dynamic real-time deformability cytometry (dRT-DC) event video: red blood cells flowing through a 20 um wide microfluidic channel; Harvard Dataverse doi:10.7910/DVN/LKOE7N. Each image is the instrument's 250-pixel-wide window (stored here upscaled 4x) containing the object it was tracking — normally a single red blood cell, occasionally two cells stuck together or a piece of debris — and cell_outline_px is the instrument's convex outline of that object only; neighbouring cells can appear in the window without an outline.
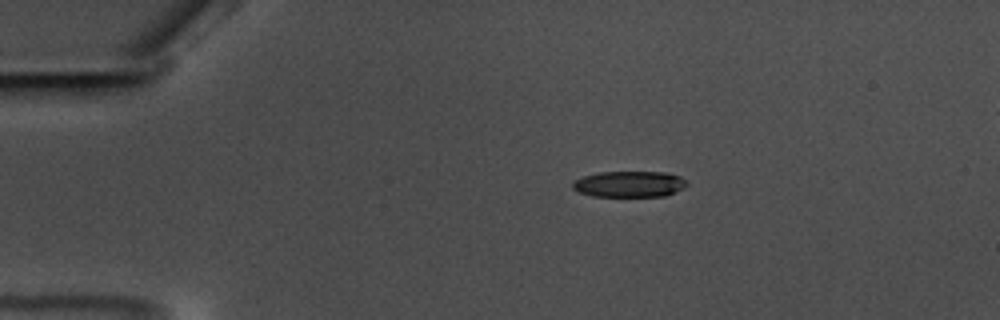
{"species": "common noctule bat (a hibernating species)", "species_latin": "Nyctalus noctula", "temperature_condition": "warm", "stored_images_in_passage": 55, "camera_frame_rate_fps": 3000, "um_per_image_px": 0.085, "animal": {"sex": "male", "body_mass_g": 17.5, "forearm_length_mm": 52.3}, "frame": {"image": 1, "passage_image": 8, "time_ms": 2.333, "image_size_px": [1000, 320], "cell_outline_px": [[688, 184], [664, 196], [592, 196], [580, 192], [572, 188], [572, 184], [576, 180], [584, 176], [600, 172], [664, 172], [680, 176], [688, 180]], "centroid_in_image_um": [53.49, 15.64], "position_along_channel_um": 31.5, "area_um2": 17.11}}
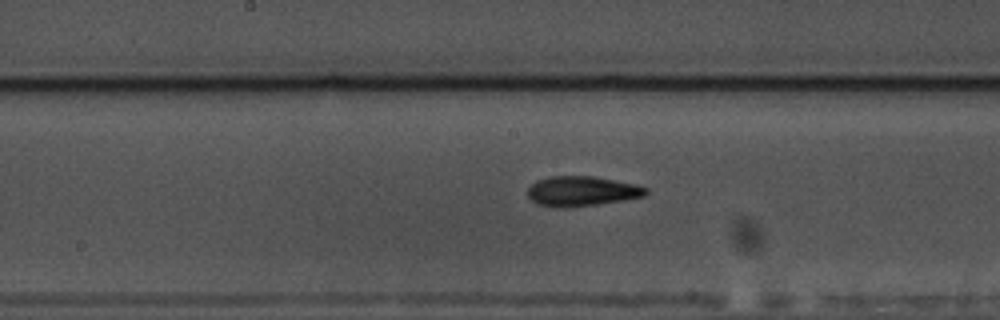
{"frame": {"image": 2, "passage_image": 27, "time_ms": 8.667, "image_size_px": [1000, 320], "cell_outline_px": [[648, 192], [644, 196], [624, 200], [596, 204], [564, 208], [552, 208], [536, 204], [528, 196], [528, 188], [536, 180], [552, 176], [592, 176], [636, 184], [648, 188]], "centroid_in_image_um": [49.43, 16.26], "position_along_channel_um": 198.8, "area_um2": 20.69}}
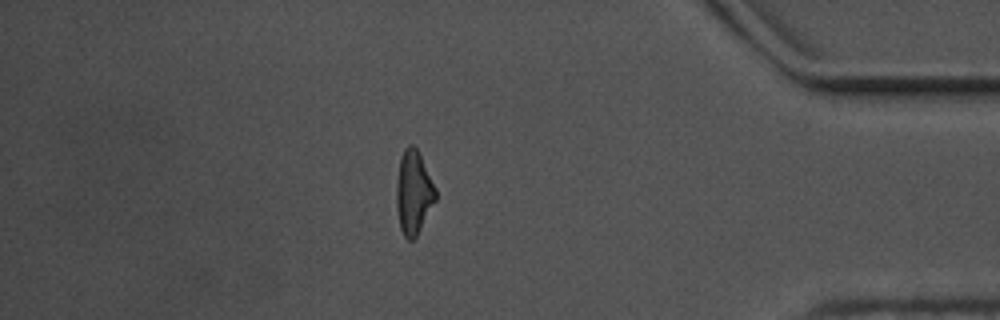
{"frame": {"image": 3, "passage_image": 47, "time_ms": 15.333, "image_size_px": [1000, 320], "cell_outline_px": [[436, 200], [416, 236], [412, 240], [408, 240], [404, 236], [400, 228], [396, 208], [396, 184], [400, 156], [404, 148], [408, 144], [412, 144], [416, 148], [436, 188]], "centroid_in_image_um": [35.13, 16.35], "position_along_channel_um": 400.1, "area_um2": 19.02}, "authors_computed_cell_mechanics": {"area_um2": 19.363, "velocity_mm_per_s": 3.5326, "shape_relaxation_time_tau1_ms": 4.4809, "shape_relaxation_time_tau2_ms": 3.6351, "deformation_change_tau1": 0.1674, "deformation_change_tau2": 0.1271}}